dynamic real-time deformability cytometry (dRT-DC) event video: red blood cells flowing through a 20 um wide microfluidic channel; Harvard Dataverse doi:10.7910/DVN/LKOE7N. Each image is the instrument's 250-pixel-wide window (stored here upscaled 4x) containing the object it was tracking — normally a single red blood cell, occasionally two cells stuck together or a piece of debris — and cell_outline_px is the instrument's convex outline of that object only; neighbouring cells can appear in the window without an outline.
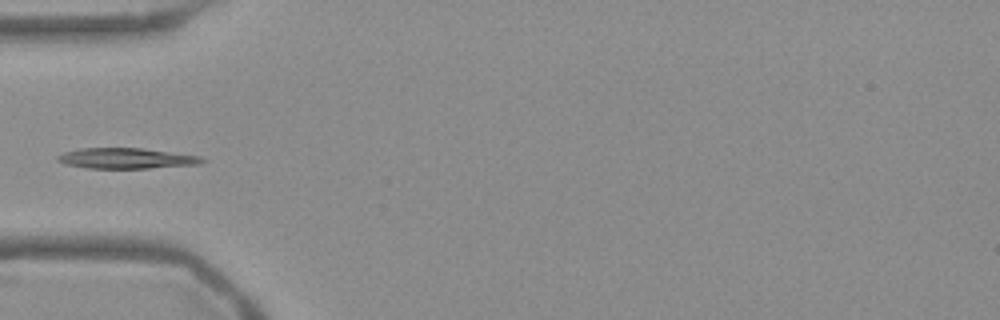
{"species": "Egyptian fruit bat (a non-hibernating species)", "species_latin": "Rousettus aegyptiacus", "temperature_condition": "warm", "stored_images_in_passage": 37, "camera_frame_rate_fps": 3000, "um_per_image_px": 0.085, "frame": {"image": 1, "passage_image": 1, "time_ms": 0.0, "image_size_px": [1000, 320], "cell_outline_px": [[208, 160], [200, 164], [148, 168], [88, 168], [64, 164], [56, 160], [56, 156], [64, 152], [80, 148], [140, 148], [200, 156]], "centroid_in_image_um": [10.72, 13.46], "position_along_channel_um": 74.3, "area_um2": 17.28}}
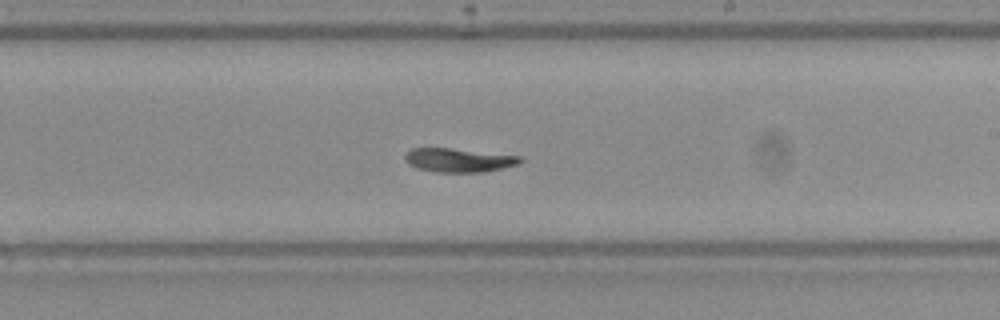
{"frame": {"image": 2, "passage_image": 15, "time_ms": 4.667, "image_size_px": [1000, 320], "cell_outline_px": [[524, 160], [520, 164], [484, 172], [436, 172], [416, 168], [408, 164], [404, 156], [412, 148], [448, 148], [520, 156]], "centroid_in_image_um": [39.0, 13.62], "position_along_channel_um": 250.0, "area_um2": 15.9}}
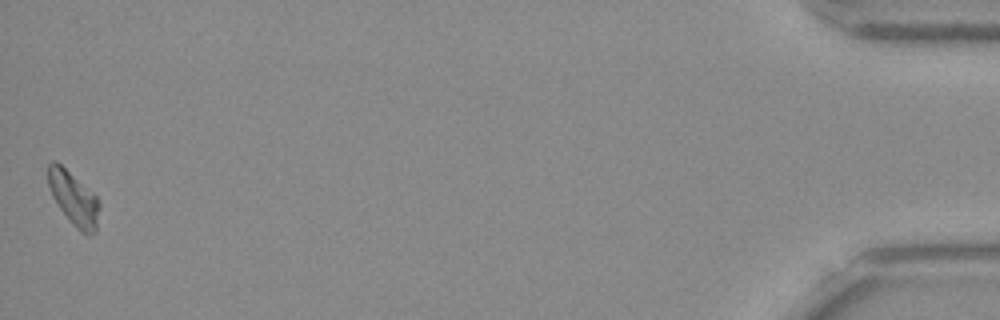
{"frame": {"image": 3, "passage_image": 37, "time_ms": 12.0, "image_size_px": [1000, 320], "cell_outline_px": [[100, 208], [96, 232], [88, 236], [84, 236], [72, 224], [60, 208], [52, 196], [48, 184], [48, 164], [52, 160], [56, 160], [96, 196], [100, 204]], "centroid_in_image_um": [6.27, 16.91], "position_along_channel_um": 428.9, "area_um2": 16.01}}